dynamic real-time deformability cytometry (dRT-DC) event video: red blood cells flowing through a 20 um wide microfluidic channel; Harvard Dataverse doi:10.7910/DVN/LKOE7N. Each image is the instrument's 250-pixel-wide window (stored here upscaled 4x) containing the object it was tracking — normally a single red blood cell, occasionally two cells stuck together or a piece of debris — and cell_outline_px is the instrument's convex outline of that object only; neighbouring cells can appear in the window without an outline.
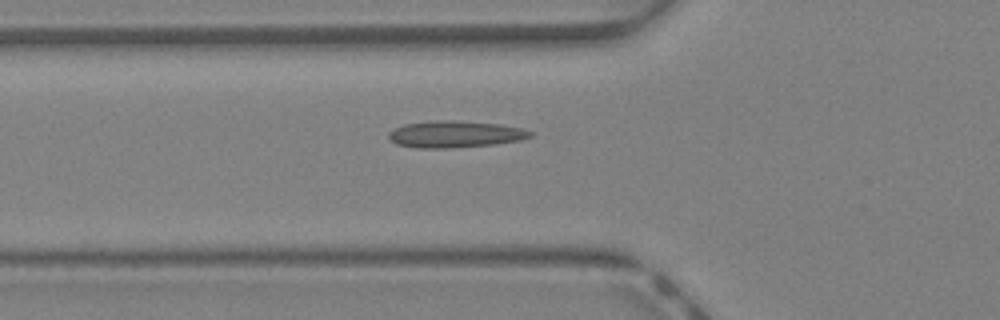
{"species": "Egyptian fruit bat (a non-hibernating species)", "species_latin": "Rousettus aegyptiacus", "temperature_condition": "warm", "stored_images_in_passage": 32, "camera_frame_rate_fps": 3000, "um_per_image_px": 0.085, "animal": {"sex": "female"}, "frame": {"image": 1, "passage_image": 7, "time_ms": 2.0, "image_size_px": [1000, 320], "cell_outline_px": [[532, 136], [520, 140], [492, 144], [444, 148], [416, 148], [396, 144], [388, 136], [388, 132], [404, 124], [432, 120], [456, 120], [500, 124], [520, 128], [532, 132]], "centroid_in_image_um": [38.65, 11.4], "position_along_channel_um": 87.2, "area_um2": 21.91}}
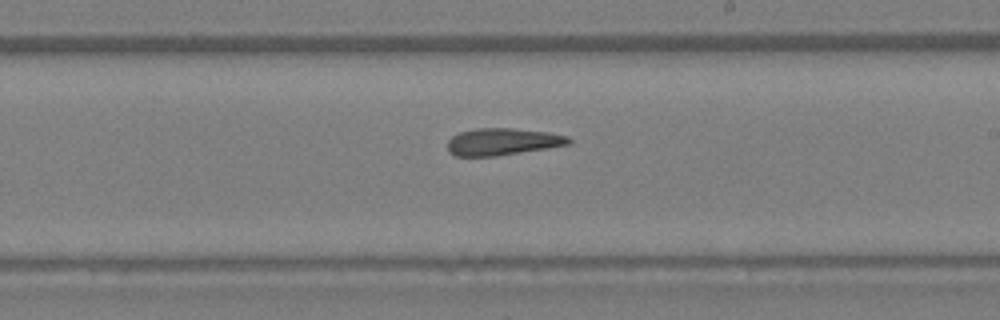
{"frame": {"image": 2, "passage_image": 17, "time_ms": 5.333, "image_size_px": [1000, 320], "cell_outline_px": [[572, 140], [568, 144], [548, 148], [496, 156], [456, 156], [448, 152], [448, 140], [452, 136], [460, 132], [476, 128], [512, 128], [548, 132], [568, 136]], "centroid_in_image_um": [42.7, 12.04], "position_along_channel_um": 246.3, "area_um2": 19.07}}
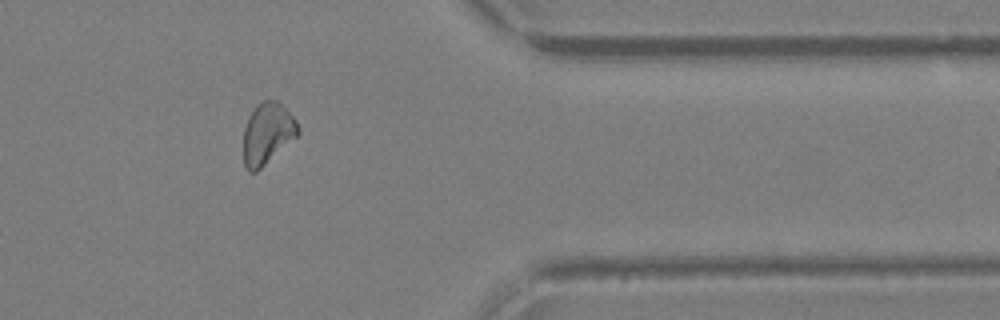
{"frame": {"image": 3, "passage_image": 27, "time_ms": 8.667, "image_size_px": [1000, 320], "cell_outline_px": [[300, 132], [296, 136], [256, 172], [248, 172], [244, 164], [244, 128], [248, 116], [256, 104], [264, 100], [276, 100], [296, 120], [300, 128]], "centroid_in_image_um": [22.71, 11.33], "position_along_channel_um": 388.7, "area_um2": 19.25}}